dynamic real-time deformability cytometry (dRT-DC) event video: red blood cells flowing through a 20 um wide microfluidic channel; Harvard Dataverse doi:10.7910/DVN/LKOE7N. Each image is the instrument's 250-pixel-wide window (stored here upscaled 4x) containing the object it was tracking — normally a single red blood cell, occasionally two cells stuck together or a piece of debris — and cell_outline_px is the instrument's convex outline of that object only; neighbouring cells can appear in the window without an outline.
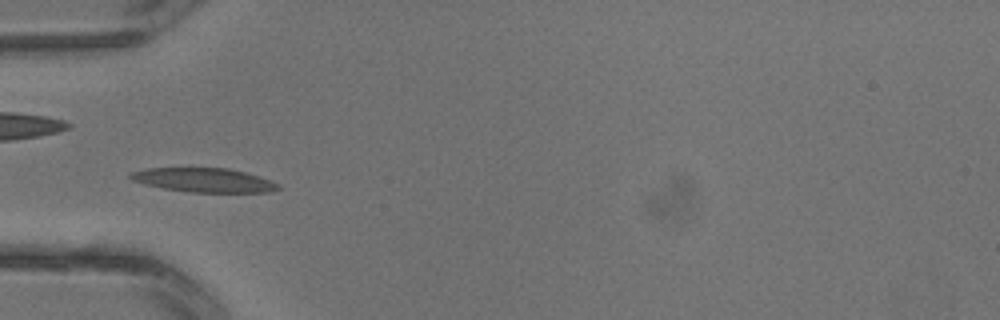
{"species": "common noctule bat (a hibernating species)", "species_latin": "Nyctalus noctula", "temperature_condition": "warm", "stored_images_in_passage": 1, "camera_frame_rate_fps": 3000, "um_per_image_px": 0.085, "animal": {"sex": "male", "body_mass_g": 13.3}, "frame": {"image": 1, "passage_image": 1, "time_ms": 0.0, "image_size_px": [1000, 320], "cell_outline_px": [[280, 188], [272, 192], [192, 192], [164, 188], [144, 184], [132, 180], [128, 176], [128, 172], [144, 168], [228, 168], [244, 172], [280, 184]], "centroid_in_image_um": [17.27, 15.3], "position_along_channel_um": 67.7, "area_um2": 20.63}}